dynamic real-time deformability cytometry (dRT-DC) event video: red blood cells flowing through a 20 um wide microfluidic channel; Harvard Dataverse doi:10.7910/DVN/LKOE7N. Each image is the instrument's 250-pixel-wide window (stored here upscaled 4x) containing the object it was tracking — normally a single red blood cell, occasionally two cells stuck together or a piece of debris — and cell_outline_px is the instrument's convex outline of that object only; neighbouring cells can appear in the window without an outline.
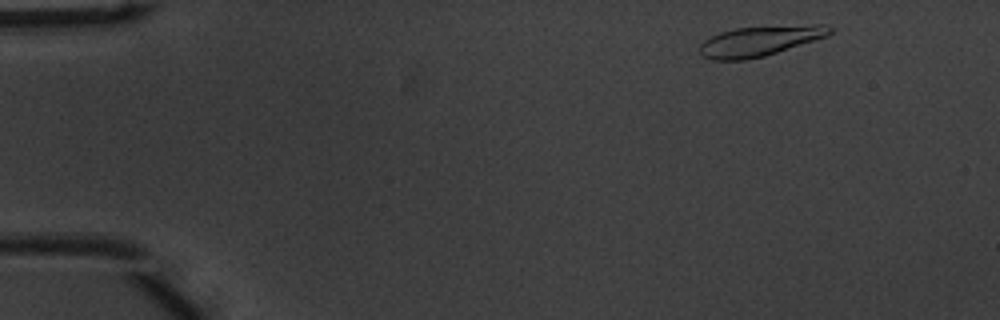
{"species": "common noctule bat (a hibernating species)", "species_latin": "Nyctalus noctula", "temperature_condition": "warm", "stored_images_in_passage": 48, "camera_frame_rate_fps": 3000, "um_per_image_px": 0.085, "animal": {"sex": "male", "body_mass_g": 20.1, "forearm_length_mm": 53.5}, "frame": {"image": 1, "passage_image": 2, "time_ms": 0.333, "image_size_px": [1000, 320], "cell_outline_px": [[836, 28], [828, 36], [764, 56], [744, 60], [712, 60], [700, 56], [700, 44], [704, 40], [720, 32], [736, 28], [812, 24], [824, 24]], "centroid_in_image_um": [64.6, 3.48], "position_along_channel_um": 20.4, "area_um2": 22.95}}
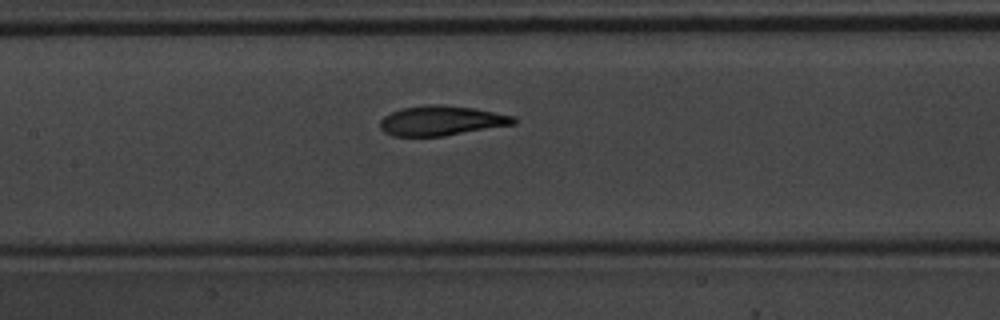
{"frame": {"image": 2, "passage_image": 21, "time_ms": 6.667, "image_size_px": [1000, 320], "cell_outline_px": [[516, 124], [444, 136], [392, 136], [384, 132], [380, 128], [380, 120], [384, 116], [392, 112], [404, 108], [428, 104], [432, 104], [472, 108], [516, 116]], "centroid_in_image_um": [37.52, 10.27], "position_along_channel_um": 169.9, "area_um2": 23.06}}
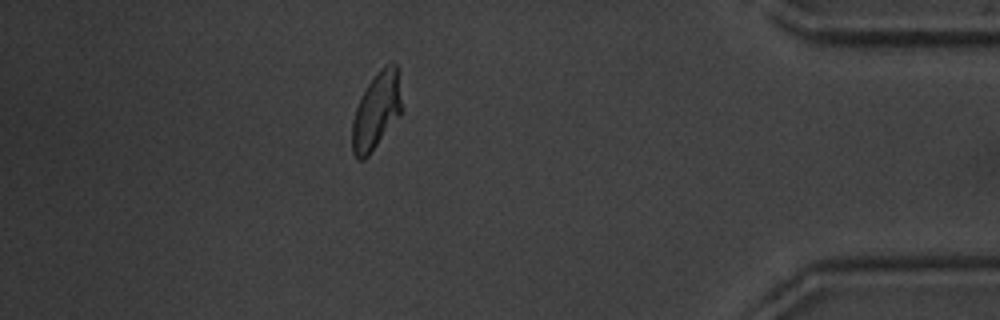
{"frame": {"image": 3, "passage_image": 42, "time_ms": 13.667, "image_size_px": [1000, 320], "cell_outline_px": [[404, 108], [400, 116], [368, 156], [364, 160], [356, 160], [352, 152], [352, 120], [356, 108], [368, 84], [392, 60], [396, 64]], "centroid_in_image_um": [32.02, 9.48], "position_along_channel_um": 403.2, "area_um2": 22.14}, "authors_computed_cell_mechanics": {"area_um2": 22.9177, "velocity_mm_per_s": 3.8813, "shape_relaxation_time_tau1_ms": 2.9704, "shape_relaxation_time_tau2_ms": 0.6821, "deformation_change_tau1": 0.174, "deformation_change_tau2": 0.0593}}